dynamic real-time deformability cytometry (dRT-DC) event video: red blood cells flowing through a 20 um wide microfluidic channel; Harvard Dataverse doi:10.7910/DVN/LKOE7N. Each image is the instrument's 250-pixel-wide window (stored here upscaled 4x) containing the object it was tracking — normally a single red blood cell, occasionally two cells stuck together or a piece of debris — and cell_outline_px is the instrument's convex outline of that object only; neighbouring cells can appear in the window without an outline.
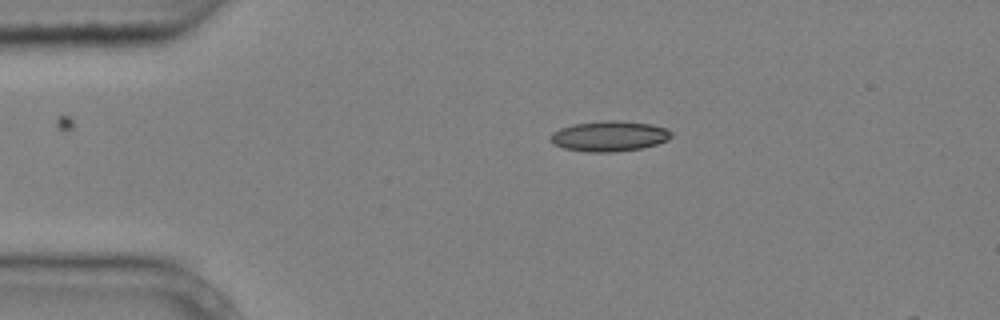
{"species": "common noctule bat (a hibernating species)", "species_latin": "Nyctalus noctula", "temperature_condition": "cold", "stored_images_in_passage": 3, "camera_frame_rate_fps": 3000, "um_per_image_px": 0.085, "animal": {"sex": "male", "body_mass_g": 20.4}, "frame": {"image": 1, "passage_image": 1, "time_ms": 0.0, "image_size_px": [1000, 320], "cell_outline_px": [[672, 136], [668, 140], [656, 144], [640, 148], [616, 152], [588, 152], [564, 148], [552, 144], [552, 132], [560, 128], [572, 124], [604, 120], [616, 120], [652, 124], [668, 128], [672, 132]], "centroid_in_image_um": [51.81, 11.56], "position_along_channel_um": 33.2, "area_um2": 21.5}}